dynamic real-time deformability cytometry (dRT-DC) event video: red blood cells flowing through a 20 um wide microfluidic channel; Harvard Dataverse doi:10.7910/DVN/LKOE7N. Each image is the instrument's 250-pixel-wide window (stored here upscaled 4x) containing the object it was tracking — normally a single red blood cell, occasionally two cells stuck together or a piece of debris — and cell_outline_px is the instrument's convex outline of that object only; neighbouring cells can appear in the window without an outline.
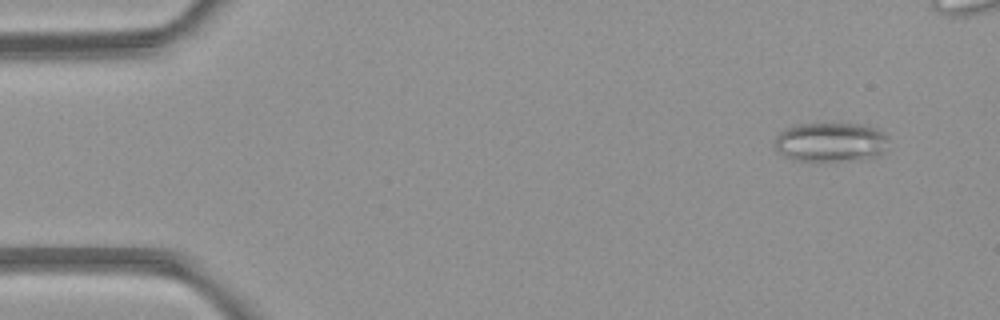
{"species": "common noctule bat (a hibernating species)", "species_latin": "Nyctalus noctula", "temperature_condition": "room temperature", "stored_images_in_passage": 5, "camera_frame_rate_fps": 3000, "um_per_image_px": 0.085, "animal": {"sex": "female", "body_mass_g": 21.9}, "frame": {"image": 1, "passage_image": 1, "time_ms": 0.0, "image_size_px": [1000, 320], "cell_outline_px": [[888, 136], [884, 152], [880, 156], [868, 160], [796, 160], [784, 156], [776, 152], [772, 148], [772, 144], [776, 136], [784, 128], [796, 124], [864, 124], [876, 128], [884, 132]], "centroid_in_image_um": [70.59, 12.08], "position_along_channel_um": 14.4, "area_um2": 26.65}}